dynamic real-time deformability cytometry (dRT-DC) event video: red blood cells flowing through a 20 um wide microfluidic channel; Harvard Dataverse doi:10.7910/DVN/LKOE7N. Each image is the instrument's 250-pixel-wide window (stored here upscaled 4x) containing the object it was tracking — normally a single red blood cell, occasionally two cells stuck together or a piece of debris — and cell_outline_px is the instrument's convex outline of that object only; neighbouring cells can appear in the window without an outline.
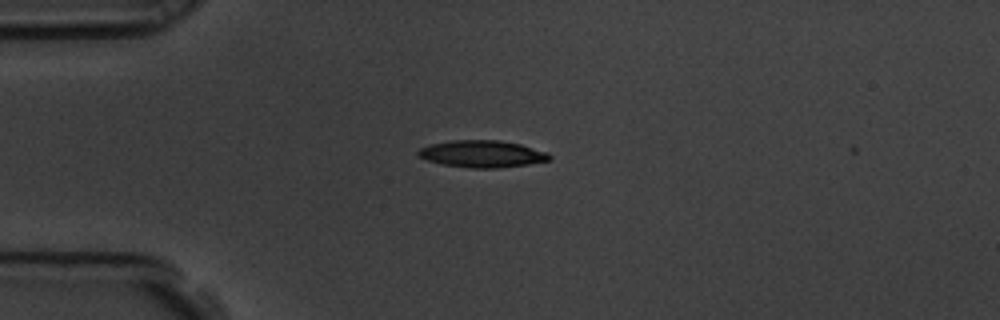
{"species": "common noctule bat (a hibernating species)", "species_latin": "Nyctalus noctula", "temperature_condition": "room temperature", "stored_images_in_passage": 2, "camera_frame_rate_fps": 3000, "um_per_image_px": 0.085, "animal": {"sex": "male", "body_mass_g": 19.5, "forearm_length_mm": 54.6}, "frame": {"image": 1, "passage_image": 1, "time_ms": 0.0, "image_size_px": [1000, 320], "cell_outline_px": [[552, 156], [548, 160], [528, 164], [496, 168], [472, 168], [440, 164], [416, 156], [416, 152], [420, 148], [428, 144], [452, 140], [500, 140], [520, 144], [548, 152]], "centroid_in_image_um": [40.94, 13.07], "position_along_channel_um": 44.1, "area_um2": 20.75}}